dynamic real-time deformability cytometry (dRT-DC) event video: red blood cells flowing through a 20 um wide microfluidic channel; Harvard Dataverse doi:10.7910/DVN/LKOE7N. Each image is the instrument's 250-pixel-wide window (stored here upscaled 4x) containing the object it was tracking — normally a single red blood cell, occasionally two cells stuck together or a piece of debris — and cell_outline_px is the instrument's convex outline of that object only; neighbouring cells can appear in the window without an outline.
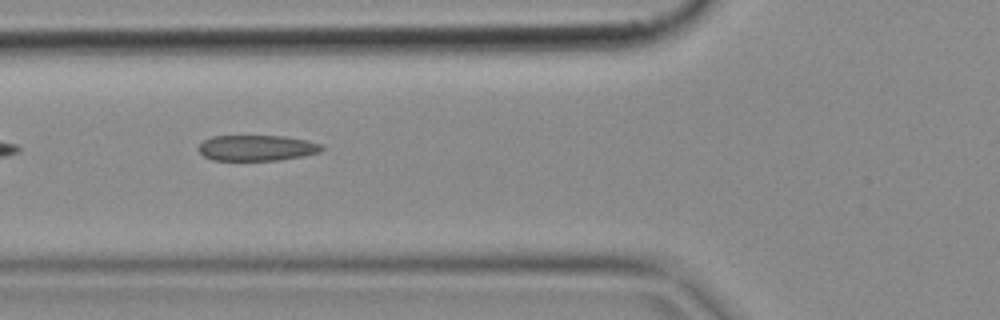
{"species": "common noctule bat (a hibernating species)", "species_latin": "Nyctalus noctula", "temperature_condition": "cold", "stored_images_in_passage": 6, "segment_of_instrument_passage": [2, 2], "camera_frame_rate_fps": 3000, "um_per_image_px": 0.085, "animal": {"sex": "female", "body_mass_g": 18.4}, "frame": {"image": 1, "passage_image": 5, "time_ms": 1.333, "image_size_px": [1000, 320], "cell_outline_px": [[324, 148], [320, 152], [304, 156], [280, 160], [212, 160], [204, 156], [196, 148], [204, 140], [212, 136], [284, 136], [308, 140], [320, 144]], "centroid_in_image_um": [21.83, 12.57], "position_along_channel_um": 104.0, "area_um2": 18.55}}
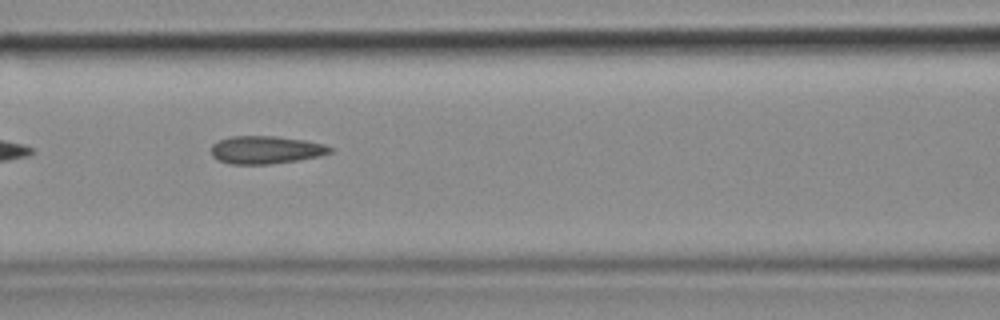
{"frame": {"image": 2, "passage_image": 6, "time_ms": 1.667, "image_size_px": [1000, 320], "cell_outline_px": [[332, 152], [320, 156], [272, 164], [228, 164], [216, 160], [212, 156], [212, 144], [220, 140], [232, 136], [276, 136], [304, 140], [324, 144], [332, 148]], "centroid_in_image_um": [22.58, 12.74], "position_along_channel_um": 144.0, "area_um2": 19.31}}